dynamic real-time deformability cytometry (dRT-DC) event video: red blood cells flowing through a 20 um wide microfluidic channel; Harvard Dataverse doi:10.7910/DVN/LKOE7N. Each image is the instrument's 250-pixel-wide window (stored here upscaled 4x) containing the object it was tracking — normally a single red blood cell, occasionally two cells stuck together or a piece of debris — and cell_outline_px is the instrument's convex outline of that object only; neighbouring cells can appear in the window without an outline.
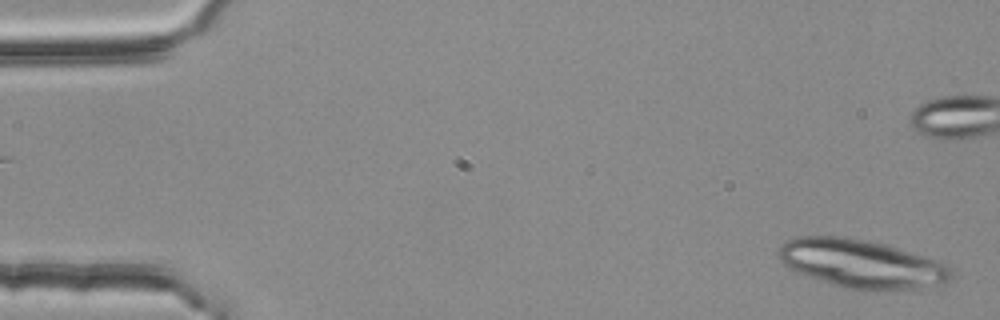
{"species": "common noctule bat (a hibernating species)", "species_latin": "Nyctalus noctula", "temperature_condition": "room temperature", "stored_images_in_passage": 2, "segment_of_instrument_passage": [2, 2], "camera_frame_rate_fps": 3000, "um_per_image_px": 0.085, "animal": {"sex": "female", "body_mass_g": 25.1}, "frame": {"image": 1, "passage_image": 2, "time_ms": 0.333, "image_size_px": [1000, 320], "cell_outline_px": [[952, 276], [944, 284], [908, 292], [904, 292], [840, 288], [796, 272], [784, 264], [780, 260], [776, 252], [780, 244], [784, 240], [796, 236], [836, 236], [868, 240], [888, 244], [940, 260], [952, 268]], "centroid_in_image_um": [73.28, 22.44], "position_along_channel_um": 11.7, "area_um2": 50.29}}